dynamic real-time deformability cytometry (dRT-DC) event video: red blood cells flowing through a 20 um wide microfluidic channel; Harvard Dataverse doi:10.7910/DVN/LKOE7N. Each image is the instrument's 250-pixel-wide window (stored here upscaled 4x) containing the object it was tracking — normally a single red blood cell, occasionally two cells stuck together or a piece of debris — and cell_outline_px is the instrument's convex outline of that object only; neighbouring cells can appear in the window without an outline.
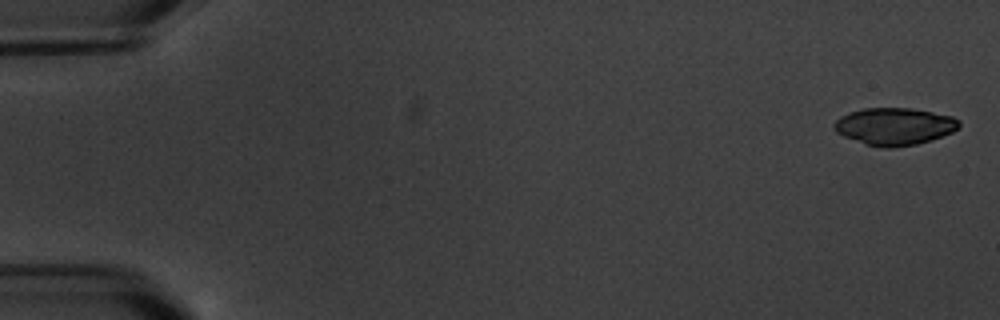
{"species": "common noctule bat (a hibernating species)", "species_latin": "Nyctalus noctula", "temperature_condition": "warm", "stored_images_in_passage": 6, "camera_frame_rate_fps": 3000, "um_per_image_px": 0.085, "animal": {"sex": "male", "body_mass_g": 20.1, "forearm_length_mm": 53.5}, "frame": {"image": 1, "passage_image": 1, "time_ms": 0.0, "image_size_px": [1000, 320], "cell_outline_px": [[960, 124], [952, 132], [932, 140], [916, 144], [892, 148], [884, 148], [864, 144], [844, 136], [836, 132], [832, 124], [840, 116], [848, 112], [864, 108], [912, 108], [952, 116], [960, 120]], "centroid_in_image_um": [76.0, 10.74], "position_along_channel_um": 9.0, "area_um2": 27.22}}
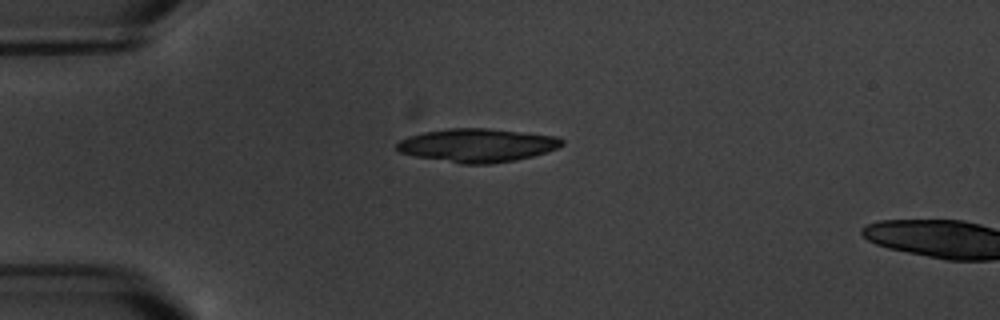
{"frame": {"image": 2, "passage_image": 5, "time_ms": 4.667, "image_size_px": [1000, 320], "cell_outline_px": [[564, 144], [556, 148], [532, 156], [516, 160], [488, 164], [460, 164], [416, 156], [400, 152], [396, 148], [396, 144], [400, 140], [408, 136], [424, 132], [448, 128], [488, 128], [556, 136], [564, 140]], "centroid_in_image_um": [40.55, 12.35], "position_along_channel_um": 44.4, "area_um2": 32.08}}